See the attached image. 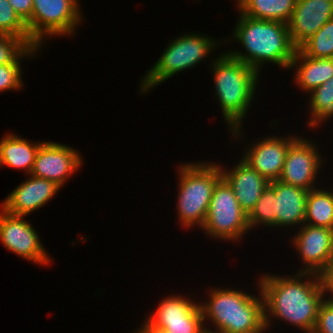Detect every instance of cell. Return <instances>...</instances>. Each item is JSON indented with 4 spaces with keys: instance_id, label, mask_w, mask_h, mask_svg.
I'll use <instances>...</instances> for the list:
<instances>
[{
    "instance_id": "obj_25",
    "label": "cell",
    "mask_w": 333,
    "mask_h": 333,
    "mask_svg": "<svg viewBox=\"0 0 333 333\" xmlns=\"http://www.w3.org/2000/svg\"><path fill=\"white\" fill-rule=\"evenodd\" d=\"M275 190L269 185L261 194L257 203L248 214L249 228L252 230L264 225L269 228L275 227Z\"/></svg>"
},
{
    "instance_id": "obj_24",
    "label": "cell",
    "mask_w": 333,
    "mask_h": 333,
    "mask_svg": "<svg viewBox=\"0 0 333 333\" xmlns=\"http://www.w3.org/2000/svg\"><path fill=\"white\" fill-rule=\"evenodd\" d=\"M312 58H333V18L298 48Z\"/></svg>"
},
{
    "instance_id": "obj_8",
    "label": "cell",
    "mask_w": 333,
    "mask_h": 333,
    "mask_svg": "<svg viewBox=\"0 0 333 333\" xmlns=\"http://www.w3.org/2000/svg\"><path fill=\"white\" fill-rule=\"evenodd\" d=\"M211 238L234 243L251 230L248 214L239 205L230 185L222 178L214 187L201 228Z\"/></svg>"
},
{
    "instance_id": "obj_15",
    "label": "cell",
    "mask_w": 333,
    "mask_h": 333,
    "mask_svg": "<svg viewBox=\"0 0 333 333\" xmlns=\"http://www.w3.org/2000/svg\"><path fill=\"white\" fill-rule=\"evenodd\" d=\"M333 18V0H296L288 30L298 49L327 21Z\"/></svg>"
},
{
    "instance_id": "obj_34",
    "label": "cell",
    "mask_w": 333,
    "mask_h": 333,
    "mask_svg": "<svg viewBox=\"0 0 333 333\" xmlns=\"http://www.w3.org/2000/svg\"><path fill=\"white\" fill-rule=\"evenodd\" d=\"M203 333H220V332L212 331L211 327H208V328H205V330L203 331Z\"/></svg>"
},
{
    "instance_id": "obj_14",
    "label": "cell",
    "mask_w": 333,
    "mask_h": 333,
    "mask_svg": "<svg viewBox=\"0 0 333 333\" xmlns=\"http://www.w3.org/2000/svg\"><path fill=\"white\" fill-rule=\"evenodd\" d=\"M1 203V208L14 216H29L33 211L44 208L62 188L56 182L27 175Z\"/></svg>"
},
{
    "instance_id": "obj_10",
    "label": "cell",
    "mask_w": 333,
    "mask_h": 333,
    "mask_svg": "<svg viewBox=\"0 0 333 333\" xmlns=\"http://www.w3.org/2000/svg\"><path fill=\"white\" fill-rule=\"evenodd\" d=\"M317 149L313 140L298 136L288 148L278 180L308 191L317 188V176L325 163L322 153Z\"/></svg>"
},
{
    "instance_id": "obj_21",
    "label": "cell",
    "mask_w": 333,
    "mask_h": 333,
    "mask_svg": "<svg viewBox=\"0 0 333 333\" xmlns=\"http://www.w3.org/2000/svg\"><path fill=\"white\" fill-rule=\"evenodd\" d=\"M238 12L244 16L288 24L296 0H236Z\"/></svg>"
},
{
    "instance_id": "obj_29",
    "label": "cell",
    "mask_w": 333,
    "mask_h": 333,
    "mask_svg": "<svg viewBox=\"0 0 333 333\" xmlns=\"http://www.w3.org/2000/svg\"><path fill=\"white\" fill-rule=\"evenodd\" d=\"M150 324L168 333H203L207 327L204 326L203 318H186V322Z\"/></svg>"
},
{
    "instance_id": "obj_20",
    "label": "cell",
    "mask_w": 333,
    "mask_h": 333,
    "mask_svg": "<svg viewBox=\"0 0 333 333\" xmlns=\"http://www.w3.org/2000/svg\"><path fill=\"white\" fill-rule=\"evenodd\" d=\"M196 301L191 296L168 295L160 300L157 309L146 315L145 319L149 323H177L186 322V318H203L200 301Z\"/></svg>"
},
{
    "instance_id": "obj_13",
    "label": "cell",
    "mask_w": 333,
    "mask_h": 333,
    "mask_svg": "<svg viewBox=\"0 0 333 333\" xmlns=\"http://www.w3.org/2000/svg\"><path fill=\"white\" fill-rule=\"evenodd\" d=\"M286 137L270 135L258 138L257 143L249 145L243 150L242 159L247 162L260 175L269 181L278 180L282 174L286 154L290 144L297 138L296 135Z\"/></svg>"
},
{
    "instance_id": "obj_12",
    "label": "cell",
    "mask_w": 333,
    "mask_h": 333,
    "mask_svg": "<svg viewBox=\"0 0 333 333\" xmlns=\"http://www.w3.org/2000/svg\"><path fill=\"white\" fill-rule=\"evenodd\" d=\"M79 151L71 146L42 141L30 175L56 182L63 187L83 164Z\"/></svg>"
},
{
    "instance_id": "obj_16",
    "label": "cell",
    "mask_w": 333,
    "mask_h": 333,
    "mask_svg": "<svg viewBox=\"0 0 333 333\" xmlns=\"http://www.w3.org/2000/svg\"><path fill=\"white\" fill-rule=\"evenodd\" d=\"M222 178L230 185L241 208L249 214L270 181L255 171L242 158L229 170L219 164Z\"/></svg>"
},
{
    "instance_id": "obj_18",
    "label": "cell",
    "mask_w": 333,
    "mask_h": 333,
    "mask_svg": "<svg viewBox=\"0 0 333 333\" xmlns=\"http://www.w3.org/2000/svg\"><path fill=\"white\" fill-rule=\"evenodd\" d=\"M290 69L295 72L296 85L301 91L310 93L333 76V58H312L297 49Z\"/></svg>"
},
{
    "instance_id": "obj_11",
    "label": "cell",
    "mask_w": 333,
    "mask_h": 333,
    "mask_svg": "<svg viewBox=\"0 0 333 333\" xmlns=\"http://www.w3.org/2000/svg\"><path fill=\"white\" fill-rule=\"evenodd\" d=\"M291 238L303 267L297 272L322 275L331 262L333 229L303 224Z\"/></svg>"
},
{
    "instance_id": "obj_33",
    "label": "cell",
    "mask_w": 333,
    "mask_h": 333,
    "mask_svg": "<svg viewBox=\"0 0 333 333\" xmlns=\"http://www.w3.org/2000/svg\"><path fill=\"white\" fill-rule=\"evenodd\" d=\"M143 324V325H142ZM140 328L136 329L137 331L133 333H168L167 331L157 328L150 324L146 319L144 320V323H142Z\"/></svg>"
},
{
    "instance_id": "obj_26",
    "label": "cell",
    "mask_w": 333,
    "mask_h": 333,
    "mask_svg": "<svg viewBox=\"0 0 333 333\" xmlns=\"http://www.w3.org/2000/svg\"><path fill=\"white\" fill-rule=\"evenodd\" d=\"M0 33L17 37L28 47H38L31 40L26 24L15 13L8 0H0Z\"/></svg>"
},
{
    "instance_id": "obj_23",
    "label": "cell",
    "mask_w": 333,
    "mask_h": 333,
    "mask_svg": "<svg viewBox=\"0 0 333 333\" xmlns=\"http://www.w3.org/2000/svg\"><path fill=\"white\" fill-rule=\"evenodd\" d=\"M309 128H319V125L333 117V76L323 85L309 93Z\"/></svg>"
},
{
    "instance_id": "obj_5",
    "label": "cell",
    "mask_w": 333,
    "mask_h": 333,
    "mask_svg": "<svg viewBox=\"0 0 333 333\" xmlns=\"http://www.w3.org/2000/svg\"><path fill=\"white\" fill-rule=\"evenodd\" d=\"M201 162V163H200ZM177 171V215L183 228L203 227L214 187L222 179L218 163L199 161L180 164Z\"/></svg>"
},
{
    "instance_id": "obj_30",
    "label": "cell",
    "mask_w": 333,
    "mask_h": 333,
    "mask_svg": "<svg viewBox=\"0 0 333 333\" xmlns=\"http://www.w3.org/2000/svg\"><path fill=\"white\" fill-rule=\"evenodd\" d=\"M312 333H333V300L325 298L320 304Z\"/></svg>"
},
{
    "instance_id": "obj_28",
    "label": "cell",
    "mask_w": 333,
    "mask_h": 333,
    "mask_svg": "<svg viewBox=\"0 0 333 333\" xmlns=\"http://www.w3.org/2000/svg\"><path fill=\"white\" fill-rule=\"evenodd\" d=\"M21 63H8L0 65V92L20 90L24 82L22 81Z\"/></svg>"
},
{
    "instance_id": "obj_3",
    "label": "cell",
    "mask_w": 333,
    "mask_h": 333,
    "mask_svg": "<svg viewBox=\"0 0 333 333\" xmlns=\"http://www.w3.org/2000/svg\"><path fill=\"white\" fill-rule=\"evenodd\" d=\"M214 81V94L221 113L233 139L245 138L243 121L248 108L254 103L260 73L244 62L230 56L226 51L219 53L210 63ZM253 102V103H252ZM241 138V139H240Z\"/></svg>"
},
{
    "instance_id": "obj_7",
    "label": "cell",
    "mask_w": 333,
    "mask_h": 333,
    "mask_svg": "<svg viewBox=\"0 0 333 333\" xmlns=\"http://www.w3.org/2000/svg\"><path fill=\"white\" fill-rule=\"evenodd\" d=\"M79 1L33 0L31 19L26 23L31 40L42 48L49 37L73 36L84 21Z\"/></svg>"
},
{
    "instance_id": "obj_32",
    "label": "cell",
    "mask_w": 333,
    "mask_h": 333,
    "mask_svg": "<svg viewBox=\"0 0 333 333\" xmlns=\"http://www.w3.org/2000/svg\"><path fill=\"white\" fill-rule=\"evenodd\" d=\"M324 292L327 299L333 300V264H330L326 271L321 275ZM330 294V295H328Z\"/></svg>"
},
{
    "instance_id": "obj_27",
    "label": "cell",
    "mask_w": 333,
    "mask_h": 333,
    "mask_svg": "<svg viewBox=\"0 0 333 333\" xmlns=\"http://www.w3.org/2000/svg\"><path fill=\"white\" fill-rule=\"evenodd\" d=\"M39 50V47H28L17 37L0 33V65L21 63L27 57H36Z\"/></svg>"
},
{
    "instance_id": "obj_6",
    "label": "cell",
    "mask_w": 333,
    "mask_h": 333,
    "mask_svg": "<svg viewBox=\"0 0 333 333\" xmlns=\"http://www.w3.org/2000/svg\"><path fill=\"white\" fill-rule=\"evenodd\" d=\"M217 42L216 40L200 33H183L167 44L165 50L156 63L144 73L140 82V94L151 92L152 88L166 82L169 78L180 72L196 67L213 53L214 48H219L222 44L231 43L229 38H224ZM229 41V42H228ZM220 44V45H219Z\"/></svg>"
},
{
    "instance_id": "obj_22",
    "label": "cell",
    "mask_w": 333,
    "mask_h": 333,
    "mask_svg": "<svg viewBox=\"0 0 333 333\" xmlns=\"http://www.w3.org/2000/svg\"><path fill=\"white\" fill-rule=\"evenodd\" d=\"M304 223L333 229V188L317 187L308 192Z\"/></svg>"
},
{
    "instance_id": "obj_35",
    "label": "cell",
    "mask_w": 333,
    "mask_h": 333,
    "mask_svg": "<svg viewBox=\"0 0 333 333\" xmlns=\"http://www.w3.org/2000/svg\"><path fill=\"white\" fill-rule=\"evenodd\" d=\"M330 264H333V245H332V255H331V262Z\"/></svg>"
},
{
    "instance_id": "obj_31",
    "label": "cell",
    "mask_w": 333,
    "mask_h": 333,
    "mask_svg": "<svg viewBox=\"0 0 333 333\" xmlns=\"http://www.w3.org/2000/svg\"><path fill=\"white\" fill-rule=\"evenodd\" d=\"M8 2L25 24L31 19L33 0H8Z\"/></svg>"
},
{
    "instance_id": "obj_17",
    "label": "cell",
    "mask_w": 333,
    "mask_h": 333,
    "mask_svg": "<svg viewBox=\"0 0 333 333\" xmlns=\"http://www.w3.org/2000/svg\"><path fill=\"white\" fill-rule=\"evenodd\" d=\"M269 185L275 190V228L299 229L304 224L309 191L279 180L270 181Z\"/></svg>"
},
{
    "instance_id": "obj_2",
    "label": "cell",
    "mask_w": 333,
    "mask_h": 333,
    "mask_svg": "<svg viewBox=\"0 0 333 333\" xmlns=\"http://www.w3.org/2000/svg\"><path fill=\"white\" fill-rule=\"evenodd\" d=\"M232 32V41L244 47L227 50V53L261 74L264 64L271 63L289 70L297 48L293 45L288 24L279 21L259 20L240 13Z\"/></svg>"
},
{
    "instance_id": "obj_4",
    "label": "cell",
    "mask_w": 333,
    "mask_h": 333,
    "mask_svg": "<svg viewBox=\"0 0 333 333\" xmlns=\"http://www.w3.org/2000/svg\"><path fill=\"white\" fill-rule=\"evenodd\" d=\"M260 295L233 288H211L208 300L200 302L204 326L207 320L220 333H265L264 300ZM216 329V330H215Z\"/></svg>"
},
{
    "instance_id": "obj_9",
    "label": "cell",
    "mask_w": 333,
    "mask_h": 333,
    "mask_svg": "<svg viewBox=\"0 0 333 333\" xmlns=\"http://www.w3.org/2000/svg\"><path fill=\"white\" fill-rule=\"evenodd\" d=\"M26 216H14L0 207V241L7 249L39 265H48L52 257L44 248L38 232Z\"/></svg>"
},
{
    "instance_id": "obj_19",
    "label": "cell",
    "mask_w": 333,
    "mask_h": 333,
    "mask_svg": "<svg viewBox=\"0 0 333 333\" xmlns=\"http://www.w3.org/2000/svg\"><path fill=\"white\" fill-rule=\"evenodd\" d=\"M41 141L32 142L14 133H7L0 139V167H10L31 173Z\"/></svg>"
},
{
    "instance_id": "obj_1",
    "label": "cell",
    "mask_w": 333,
    "mask_h": 333,
    "mask_svg": "<svg viewBox=\"0 0 333 333\" xmlns=\"http://www.w3.org/2000/svg\"><path fill=\"white\" fill-rule=\"evenodd\" d=\"M258 282L264 300L267 331L273 326L271 321L277 319L302 332H313L319 306L326 298L320 275L303 272L289 276L263 273Z\"/></svg>"
}]
</instances>
